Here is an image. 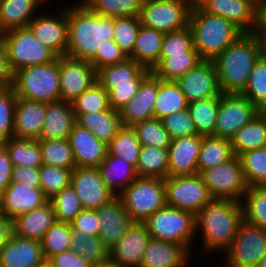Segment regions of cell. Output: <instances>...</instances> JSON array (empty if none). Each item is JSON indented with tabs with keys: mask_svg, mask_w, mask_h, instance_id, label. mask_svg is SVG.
Here are the masks:
<instances>
[{
	"mask_svg": "<svg viewBox=\"0 0 266 267\" xmlns=\"http://www.w3.org/2000/svg\"><path fill=\"white\" fill-rule=\"evenodd\" d=\"M67 21L66 56L90 61L104 40H113L115 17L93 13L83 3L67 7Z\"/></svg>",
	"mask_w": 266,
	"mask_h": 267,
	"instance_id": "1",
	"label": "cell"
},
{
	"mask_svg": "<svg viewBox=\"0 0 266 267\" xmlns=\"http://www.w3.org/2000/svg\"><path fill=\"white\" fill-rule=\"evenodd\" d=\"M243 220L242 202L212 199L195 215V231L196 234L201 231L203 249L225 253Z\"/></svg>",
	"mask_w": 266,
	"mask_h": 267,
	"instance_id": "2",
	"label": "cell"
},
{
	"mask_svg": "<svg viewBox=\"0 0 266 267\" xmlns=\"http://www.w3.org/2000/svg\"><path fill=\"white\" fill-rule=\"evenodd\" d=\"M259 57V43L252 33H243L220 53L213 63L221 93L241 94Z\"/></svg>",
	"mask_w": 266,
	"mask_h": 267,
	"instance_id": "3",
	"label": "cell"
},
{
	"mask_svg": "<svg viewBox=\"0 0 266 267\" xmlns=\"http://www.w3.org/2000/svg\"><path fill=\"white\" fill-rule=\"evenodd\" d=\"M194 48L202 60L213 61L243 32L227 19L202 11L195 3L191 8L189 25Z\"/></svg>",
	"mask_w": 266,
	"mask_h": 267,
	"instance_id": "4",
	"label": "cell"
},
{
	"mask_svg": "<svg viewBox=\"0 0 266 267\" xmlns=\"http://www.w3.org/2000/svg\"><path fill=\"white\" fill-rule=\"evenodd\" d=\"M150 73L151 70L128 58L98 69L96 77L108 92L110 108L120 111L137 94L140 84Z\"/></svg>",
	"mask_w": 266,
	"mask_h": 267,
	"instance_id": "5",
	"label": "cell"
},
{
	"mask_svg": "<svg viewBox=\"0 0 266 267\" xmlns=\"http://www.w3.org/2000/svg\"><path fill=\"white\" fill-rule=\"evenodd\" d=\"M12 86L17 98L45 103L59 101V56L53 62L28 66L15 71Z\"/></svg>",
	"mask_w": 266,
	"mask_h": 267,
	"instance_id": "6",
	"label": "cell"
},
{
	"mask_svg": "<svg viewBox=\"0 0 266 267\" xmlns=\"http://www.w3.org/2000/svg\"><path fill=\"white\" fill-rule=\"evenodd\" d=\"M118 197L131 219L144 223L157 210L166 206L165 181L137 177Z\"/></svg>",
	"mask_w": 266,
	"mask_h": 267,
	"instance_id": "7",
	"label": "cell"
},
{
	"mask_svg": "<svg viewBox=\"0 0 266 267\" xmlns=\"http://www.w3.org/2000/svg\"><path fill=\"white\" fill-rule=\"evenodd\" d=\"M150 236L184 246L190 253L196 236L195 215L192 212L165 206L145 222ZM192 243V244H191Z\"/></svg>",
	"mask_w": 266,
	"mask_h": 267,
	"instance_id": "8",
	"label": "cell"
},
{
	"mask_svg": "<svg viewBox=\"0 0 266 267\" xmlns=\"http://www.w3.org/2000/svg\"><path fill=\"white\" fill-rule=\"evenodd\" d=\"M2 39L13 73L24 67L53 62L58 58L53 50L35 38L28 26L5 31Z\"/></svg>",
	"mask_w": 266,
	"mask_h": 267,
	"instance_id": "9",
	"label": "cell"
},
{
	"mask_svg": "<svg viewBox=\"0 0 266 267\" xmlns=\"http://www.w3.org/2000/svg\"><path fill=\"white\" fill-rule=\"evenodd\" d=\"M193 0H144L140 21L155 30L174 32L189 25Z\"/></svg>",
	"mask_w": 266,
	"mask_h": 267,
	"instance_id": "10",
	"label": "cell"
},
{
	"mask_svg": "<svg viewBox=\"0 0 266 267\" xmlns=\"http://www.w3.org/2000/svg\"><path fill=\"white\" fill-rule=\"evenodd\" d=\"M200 175L213 199L242 202L249 188L240 159L236 155L225 163L202 171Z\"/></svg>",
	"mask_w": 266,
	"mask_h": 267,
	"instance_id": "11",
	"label": "cell"
},
{
	"mask_svg": "<svg viewBox=\"0 0 266 267\" xmlns=\"http://www.w3.org/2000/svg\"><path fill=\"white\" fill-rule=\"evenodd\" d=\"M266 254V230L243 220L229 249L224 253L222 267H257Z\"/></svg>",
	"mask_w": 266,
	"mask_h": 267,
	"instance_id": "12",
	"label": "cell"
},
{
	"mask_svg": "<svg viewBox=\"0 0 266 267\" xmlns=\"http://www.w3.org/2000/svg\"><path fill=\"white\" fill-rule=\"evenodd\" d=\"M165 181L166 205L196 215L213 198L199 173L168 176Z\"/></svg>",
	"mask_w": 266,
	"mask_h": 267,
	"instance_id": "13",
	"label": "cell"
},
{
	"mask_svg": "<svg viewBox=\"0 0 266 267\" xmlns=\"http://www.w3.org/2000/svg\"><path fill=\"white\" fill-rule=\"evenodd\" d=\"M259 112L260 110L242 94L222 93L213 136L231 139Z\"/></svg>",
	"mask_w": 266,
	"mask_h": 267,
	"instance_id": "14",
	"label": "cell"
},
{
	"mask_svg": "<svg viewBox=\"0 0 266 267\" xmlns=\"http://www.w3.org/2000/svg\"><path fill=\"white\" fill-rule=\"evenodd\" d=\"M60 100L73 102L97 81L95 67L85 60L59 56Z\"/></svg>",
	"mask_w": 266,
	"mask_h": 267,
	"instance_id": "15",
	"label": "cell"
},
{
	"mask_svg": "<svg viewBox=\"0 0 266 267\" xmlns=\"http://www.w3.org/2000/svg\"><path fill=\"white\" fill-rule=\"evenodd\" d=\"M71 186L85 210H96L116 197L106 186L99 168H74L71 175Z\"/></svg>",
	"mask_w": 266,
	"mask_h": 267,
	"instance_id": "16",
	"label": "cell"
},
{
	"mask_svg": "<svg viewBox=\"0 0 266 267\" xmlns=\"http://www.w3.org/2000/svg\"><path fill=\"white\" fill-rule=\"evenodd\" d=\"M42 14V15H41ZM35 15L28 27L35 38L53 50L58 56H66L68 47L67 6L58 14ZM53 15V16H52Z\"/></svg>",
	"mask_w": 266,
	"mask_h": 267,
	"instance_id": "17",
	"label": "cell"
},
{
	"mask_svg": "<svg viewBox=\"0 0 266 267\" xmlns=\"http://www.w3.org/2000/svg\"><path fill=\"white\" fill-rule=\"evenodd\" d=\"M188 103L220 96L218 77L213 61L203 60L176 80Z\"/></svg>",
	"mask_w": 266,
	"mask_h": 267,
	"instance_id": "18",
	"label": "cell"
},
{
	"mask_svg": "<svg viewBox=\"0 0 266 267\" xmlns=\"http://www.w3.org/2000/svg\"><path fill=\"white\" fill-rule=\"evenodd\" d=\"M151 236L145 223L134 222L109 250V260L118 267H140Z\"/></svg>",
	"mask_w": 266,
	"mask_h": 267,
	"instance_id": "19",
	"label": "cell"
},
{
	"mask_svg": "<svg viewBox=\"0 0 266 267\" xmlns=\"http://www.w3.org/2000/svg\"><path fill=\"white\" fill-rule=\"evenodd\" d=\"M204 12L219 15L232 22L243 33H251L255 25L253 0H194Z\"/></svg>",
	"mask_w": 266,
	"mask_h": 267,
	"instance_id": "20",
	"label": "cell"
},
{
	"mask_svg": "<svg viewBox=\"0 0 266 267\" xmlns=\"http://www.w3.org/2000/svg\"><path fill=\"white\" fill-rule=\"evenodd\" d=\"M96 213L100 223L99 238L110 250L130 229L134 221L124 209L118 196L96 209Z\"/></svg>",
	"mask_w": 266,
	"mask_h": 267,
	"instance_id": "21",
	"label": "cell"
},
{
	"mask_svg": "<svg viewBox=\"0 0 266 267\" xmlns=\"http://www.w3.org/2000/svg\"><path fill=\"white\" fill-rule=\"evenodd\" d=\"M41 188H32L22 183L11 182L0 196L1 212L7 218L32 211L47 203Z\"/></svg>",
	"mask_w": 266,
	"mask_h": 267,
	"instance_id": "22",
	"label": "cell"
},
{
	"mask_svg": "<svg viewBox=\"0 0 266 267\" xmlns=\"http://www.w3.org/2000/svg\"><path fill=\"white\" fill-rule=\"evenodd\" d=\"M157 77L151 72L140 84L137 94L119 111L123 126L154 118Z\"/></svg>",
	"mask_w": 266,
	"mask_h": 267,
	"instance_id": "23",
	"label": "cell"
},
{
	"mask_svg": "<svg viewBox=\"0 0 266 267\" xmlns=\"http://www.w3.org/2000/svg\"><path fill=\"white\" fill-rule=\"evenodd\" d=\"M202 143L201 135L171 139L168 147L169 176L193 175L198 173V159Z\"/></svg>",
	"mask_w": 266,
	"mask_h": 267,
	"instance_id": "24",
	"label": "cell"
},
{
	"mask_svg": "<svg viewBox=\"0 0 266 267\" xmlns=\"http://www.w3.org/2000/svg\"><path fill=\"white\" fill-rule=\"evenodd\" d=\"M44 259L41 241L13 233L0 251V267H36Z\"/></svg>",
	"mask_w": 266,
	"mask_h": 267,
	"instance_id": "25",
	"label": "cell"
},
{
	"mask_svg": "<svg viewBox=\"0 0 266 267\" xmlns=\"http://www.w3.org/2000/svg\"><path fill=\"white\" fill-rule=\"evenodd\" d=\"M76 167L98 168L107 155V144L76 124L69 135Z\"/></svg>",
	"mask_w": 266,
	"mask_h": 267,
	"instance_id": "26",
	"label": "cell"
},
{
	"mask_svg": "<svg viewBox=\"0 0 266 267\" xmlns=\"http://www.w3.org/2000/svg\"><path fill=\"white\" fill-rule=\"evenodd\" d=\"M46 114V103L17 98L13 137L39 140Z\"/></svg>",
	"mask_w": 266,
	"mask_h": 267,
	"instance_id": "27",
	"label": "cell"
},
{
	"mask_svg": "<svg viewBox=\"0 0 266 267\" xmlns=\"http://www.w3.org/2000/svg\"><path fill=\"white\" fill-rule=\"evenodd\" d=\"M190 254L182 245L151 237L140 267H186Z\"/></svg>",
	"mask_w": 266,
	"mask_h": 267,
	"instance_id": "28",
	"label": "cell"
},
{
	"mask_svg": "<svg viewBox=\"0 0 266 267\" xmlns=\"http://www.w3.org/2000/svg\"><path fill=\"white\" fill-rule=\"evenodd\" d=\"M54 207L50 201L32 211L17 215L12 219L13 234L42 241L45 232L56 222Z\"/></svg>",
	"mask_w": 266,
	"mask_h": 267,
	"instance_id": "29",
	"label": "cell"
},
{
	"mask_svg": "<svg viewBox=\"0 0 266 267\" xmlns=\"http://www.w3.org/2000/svg\"><path fill=\"white\" fill-rule=\"evenodd\" d=\"M77 124L72 104L62 100L46 103V114L39 140L69 138Z\"/></svg>",
	"mask_w": 266,
	"mask_h": 267,
	"instance_id": "30",
	"label": "cell"
},
{
	"mask_svg": "<svg viewBox=\"0 0 266 267\" xmlns=\"http://www.w3.org/2000/svg\"><path fill=\"white\" fill-rule=\"evenodd\" d=\"M80 127L91 131L100 141L109 144L123 127L119 111L103 110L86 114H75Z\"/></svg>",
	"mask_w": 266,
	"mask_h": 267,
	"instance_id": "31",
	"label": "cell"
},
{
	"mask_svg": "<svg viewBox=\"0 0 266 267\" xmlns=\"http://www.w3.org/2000/svg\"><path fill=\"white\" fill-rule=\"evenodd\" d=\"M164 36L162 31L141 25L129 58L152 71L159 62Z\"/></svg>",
	"mask_w": 266,
	"mask_h": 267,
	"instance_id": "32",
	"label": "cell"
},
{
	"mask_svg": "<svg viewBox=\"0 0 266 267\" xmlns=\"http://www.w3.org/2000/svg\"><path fill=\"white\" fill-rule=\"evenodd\" d=\"M98 168L106 186L116 196H119L137 178L135 167L131 163L108 152Z\"/></svg>",
	"mask_w": 266,
	"mask_h": 267,
	"instance_id": "33",
	"label": "cell"
},
{
	"mask_svg": "<svg viewBox=\"0 0 266 267\" xmlns=\"http://www.w3.org/2000/svg\"><path fill=\"white\" fill-rule=\"evenodd\" d=\"M233 154H240L266 147V111L257 113L230 139Z\"/></svg>",
	"mask_w": 266,
	"mask_h": 267,
	"instance_id": "34",
	"label": "cell"
},
{
	"mask_svg": "<svg viewBox=\"0 0 266 267\" xmlns=\"http://www.w3.org/2000/svg\"><path fill=\"white\" fill-rule=\"evenodd\" d=\"M40 6H44L40 0H0V29L27 27Z\"/></svg>",
	"mask_w": 266,
	"mask_h": 267,
	"instance_id": "35",
	"label": "cell"
},
{
	"mask_svg": "<svg viewBox=\"0 0 266 267\" xmlns=\"http://www.w3.org/2000/svg\"><path fill=\"white\" fill-rule=\"evenodd\" d=\"M188 104L176 81H165L157 77L154 118L162 120L173 113L186 110Z\"/></svg>",
	"mask_w": 266,
	"mask_h": 267,
	"instance_id": "36",
	"label": "cell"
},
{
	"mask_svg": "<svg viewBox=\"0 0 266 267\" xmlns=\"http://www.w3.org/2000/svg\"><path fill=\"white\" fill-rule=\"evenodd\" d=\"M234 156L231 140L213 135L202 136L199 159L197 163L198 173L225 163Z\"/></svg>",
	"mask_w": 266,
	"mask_h": 267,
	"instance_id": "37",
	"label": "cell"
},
{
	"mask_svg": "<svg viewBox=\"0 0 266 267\" xmlns=\"http://www.w3.org/2000/svg\"><path fill=\"white\" fill-rule=\"evenodd\" d=\"M13 166L39 168L43 164L38 140L10 137L3 145Z\"/></svg>",
	"mask_w": 266,
	"mask_h": 267,
	"instance_id": "38",
	"label": "cell"
},
{
	"mask_svg": "<svg viewBox=\"0 0 266 267\" xmlns=\"http://www.w3.org/2000/svg\"><path fill=\"white\" fill-rule=\"evenodd\" d=\"M202 61L198 51L194 48L187 54L159 58L158 64L151 72L161 80L176 81Z\"/></svg>",
	"mask_w": 266,
	"mask_h": 267,
	"instance_id": "39",
	"label": "cell"
},
{
	"mask_svg": "<svg viewBox=\"0 0 266 267\" xmlns=\"http://www.w3.org/2000/svg\"><path fill=\"white\" fill-rule=\"evenodd\" d=\"M135 170L137 177L166 179L169 176L168 150L141 146Z\"/></svg>",
	"mask_w": 266,
	"mask_h": 267,
	"instance_id": "40",
	"label": "cell"
},
{
	"mask_svg": "<svg viewBox=\"0 0 266 267\" xmlns=\"http://www.w3.org/2000/svg\"><path fill=\"white\" fill-rule=\"evenodd\" d=\"M70 246L73 252L92 266L109 260V249L99 236H87L78 230H71Z\"/></svg>",
	"mask_w": 266,
	"mask_h": 267,
	"instance_id": "41",
	"label": "cell"
},
{
	"mask_svg": "<svg viewBox=\"0 0 266 267\" xmlns=\"http://www.w3.org/2000/svg\"><path fill=\"white\" fill-rule=\"evenodd\" d=\"M220 96L194 101L188 104L187 110L194 122L197 134L213 135L216 128Z\"/></svg>",
	"mask_w": 266,
	"mask_h": 267,
	"instance_id": "42",
	"label": "cell"
},
{
	"mask_svg": "<svg viewBox=\"0 0 266 267\" xmlns=\"http://www.w3.org/2000/svg\"><path fill=\"white\" fill-rule=\"evenodd\" d=\"M90 11L106 17H139L144 0H77Z\"/></svg>",
	"mask_w": 266,
	"mask_h": 267,
	"instance_id": "43",
	"label": "cell"
},
{
	"mask_svg": "<svg viewBox=\"0 0 266 267\" xmlns=\"http://www.w3.org/2000/svg\"><path fill=\"white\" fill-rule=\"evenodd\" d=\"M107 151L110 155L122 158L136 168L141 144L134 129L123 126L107 145Z\"/></svg>",
	"mask_w": 266,
	"mask_h": 267,
	"instance_id": "44",
	"label": "cell"
},
{
	"mask_svg": "<svg viewBox=\"0 0 266 267\" xmlns=\"http://www.w3.org/2000/svg\"><path fill=\"white\" fill-rule=\"evenodd\" d=\"M38 141L41 148L43 164L69 168L71 170L76 168L68 138Z\"/></svg>",
	"mask_w": 266,
	"mask_h": 267,
	"instance_id": "45",
	"label": "cell"
},
{
	"mask_svg": "<svg viewBox=\"0 0 266 267\" xmlns=\"http://www.w3.org/2000/svg\"><path fill=\"white\" fill-rule=\"evenodd\" d=\"M242 206L244 220L266 230V185L250 186L245 193Z\"/></svg>",
	"mask_w": 266,
	"mask_h": 267,
	"instance_id": "46",
	"label": "cell"
},
{
	"mask_svg": "<svg viewBox=\"0 0 266 267\" xmlns=\"http://www.w3.org/2000/svg\"><path fill=\"white\" fill-rule=\"evenodd\" d=\"M238 157L248 186L266 185V147L246 151Z\"/></svg>",
	"mask_w": 266,
	"mask_h": 267,
	"instance_id": "47",
	"label": "cell"
},
{
	"mask_svg": "<svg viewBox=\"0 0 266 267\" xmlns=\"http://www.w3.org/2000/svg\"><path fill=\"white\" fill-rule=\"evenodd\" d=\"M141 146L168 149L171 144L169 133L165 130L162 120L152 118L132 126Z\"/></svg>",
	"mask_w": 266,
	"mask_h": 267,
	"instance_id": "48",
	"label": "cell"
},
{
	"mask_svg": "<svg viewBox=\"0 0 266 267\" xmlns=\"http://www.w3.org/2000/svg\"><path fill=\"white\" fill-rule=\"evenodd\" d=\"M241 94L260 111H266V60L259 57L255 62L245 90Z\"/></svg>",
	"mask_w": 266,
	"mask_h": 267,
	"instance_id": "49",
	"label": "cell"
},
{
	"mask_svg": "<svg viewBox=\"0 0 266 267\" xmlns=\"http://www.w3.org/2000/svg\"><path fill=\"white\" fill-rule=\"evenodd\" d=\"M73 170L42 164L39 167V178L44 196L50 200L62 189L71 185Z\"/></svg>",
	"mask_w": 266,
	"mask_h": 267,
	"instance_id": "50",
	"label": "cell"
},
{
	"mask_svg": "<svg viewBox=\"0 0 266 267\" xmlns=\"http://www.w3.org/2000/svg\"><path fill=\"white\" fill-rule=\"evenodd\" d=\"M71 104L75 114H86L111 109L108 92L97 81Z\"/></svg>",
	"mask_w": 266,
	"mask_h": 267,
	"instance_id": "51",
	"label": "cell"
},
{
	"mask_svg": "<svg viewBox=\"0 0 266 267\" xmlns=\"http://www.w3.org/2000/svg\"><path fill=\"white\" fill-rule=\"evenodd\" d=\"M71 227L69 223L56 221L44 234L42 248L45 259L71 249Z\"/></svg>",
	"mask_w": 266,
	"mask_h": 267,
	"instance_id": "52",
	"label": "cell"
},
{
	"mask_svg": "<svg viewBox=\"0 0 266 267\" xmlns=\"http://www.w3.org/2000/svg\"><path fill=\"white\" fill-rule=\"evenodd\" d=\"M49 201L54 207L58 222L70 224L83 210L82 203L71 185L62 189Z\"/></svg>",
	"mask_w": 266,
	"mask_h": 267,
	"instance_id": "53",
	"label": "cell"
},
{
	"mask_svg": "<svg viewBox=\"0 0 266 267\" xmlns=\"http://www.w3.org/2000/svg\"><path fill=\"white\" fill-rule=\"evenodd\" d=\"M140 26L139 17H115L113 40L128 57L133 53Z\"/></svg>",
	"mask_w": 266,
	"mask_h": 267,
	"instance_id": "54",
	"label": "cell"
},
{
	"mask_svg": "<svg viewBox=\"0 0 266 267\" xmlns=\"http://www.w3.org/2000/svg\"><path fill=\"white\" fill-rule=\"evenodd\" d=\"M194 49L193 35L189 26L174 32H166L160 58L190 53Z\"/></svg>",
	"mask_w": 266,
	"mask_h": 267,
	"instance_id": "55",
	"label": "cell"
},
{
	"mask_svg": "<svg viewBox=\"0 0 266 267\" xmlns=\"http://www.w3.org/2000/svg\"><path fill=\"white\" fill-rule=\"evenodd\" d=\"M16 101L12 85L0 87V136L5 141L13 137Z\"/></svg>",
	"mask_w": 266,
	"mask_h": 267,
	"instance_id": "56",
	"label": "cell"
},
{
	"mask_svg": "<svg viewBox=\"0 0 266 267\" xmlns=\"http://www.w3.org/2000/svg\"><path fill=\"white\" fill-rule=\"evenodd\" d=\"M162 123L171 139L197 134L194 122L187 109L163 118Z\"/></svg>",
	"mask_w": 266,
	"mask_h": 267,
	"instance_id": "57",
	"label": "cell"
},
{
	"mask_svg": "<svg viewBox=\"0 0 266 267\" xmlns=\"http://www.w3.org/2000/svg\"><path fill=\"white\" fill-rule=\"evenodd\" d=\"M129 57L123 52L114 40H104L96 55L89 61L97 71L107 65L118 64Z\"/></svg>",
	"mask_w": 266,
	"mask_h": 267,
	"instance_id": "58",
	"label": "cell"
},
{
	"mask_svg": "<svg viewBox=\"0 0 266 267\" xmlns=\"http://www.w3.org/2000/svg\"><path fill=\"white\" fill-rule=\"evenodd\" d=\"M96 210L83 209L70 223L71 230H78L87 236H99L100 226Z\"/></svg>",
	"mask_w": 266,
	"mask_h": 267,
	"instance_id": "59",
	"label": "cell"
},
{
	"mask_svg": "<svg viewBox=\"0 0 266 267\" xmlns=\"http://www.w3.org/2000/svg\"><path fill=\"white\" fill-rule=\"evenodd\" d=\"M11 182L22 183L32 188H41L39 168L13 166Z\"/></svg>",
	"mask_w": 266,
	"mask_h": 267,
	"instance_id": "60",
	"label": "cell"
},
{
	"mask_svg": "<svg viewBox=\"0 0 266 267\" xmlns=\"http://www.w3.org/2000/svg\"><path fill=\"white\" fill-rule=\"evenodd\" d=\"M53 267H91L92 265L85 261L80 255L71 249L61 252L49 259Z\"/></svg>",
	"mask_w": 266,
	"mask_h": 267,
	"instance_id": "61",
	"label": "cell"
},
{
	"mask_svg": "<svg viewBox=\"0 0 266 267\" xmlns=\"http://www.w3.org/2000/svg\"><path fill=\"white\" fill-rule=\"evenodd\" d=\"M13 165L4 146L0 147V196L11 183Z\"/></svg>",
	"mask_w": 266,
	"mask_h": 267,
	"instance_id": "62",
	"label": "cell"
},
{
	"mask_svg": "<svg viewBox=\"0 0 266 267\" xmlns=\"http://www.w3.org/2000/svg\"><path fill=\"white\" fill-rule=\"evenodd\" d=\"M13 72L8 63L7 52L3 42L0 38V87L12 85Z\"/></svg>",
	"mask_w": 266,
	"mask_h": 267,
	"instance_id": "63",
	"label": "cell"
},
{
	"mask_svg": "<svg viewBox=\"0 0 266 267\" xmlns=\"http://www.w3.org/2000/svg\"><path fill=\"white\" fill-rule=\"evenodd\" d=\"M266 32V0L255 2V25L251 33Z\"/></svg>",
	"mask_w": 266,
	"mask_h": 267,
	"instance_id": "64",
	"label": "cell"
},
{
	"mask_svg": "<svg viewBox=\"0 0 266 267\" xmlns=\"http://www.w3.org/2000/svg\"><path fill=\"white\" fill-rule=\"evenodd\" d=\"M13 233L12 219L2 215L0 217V251Z\"/></svg>",
	"mask_w": 266,
	"mask_h": 267,
	"instance_id": "65",
	"label": "cell"
},
{
	"mask_svg": "<svg viewBox=\"0 0 266 267\" xmlns=\"http://www.w3.org/2000/svg\"><path fill=\"white\" fill-rule=\"evenodd\" d=\"M258 40L260 48V57L266 60V32L264 33H252Z\"/></svg>",
	"mask_w": 266,
	"mask_h": 267,
	"instance_id": "66",
	"label": "cell"
},
{
	"mask_svg": "<svg viewBox=\"0 0 266 267\" xmlns=\"http://www.w3.org/2000/svg\"><path fill=\"white\" fill-rule=\"evenodd\" d=\"M91 267H118L114 262H112L111 260H107L104 263H100L98 265H93Z\"/></svg>",
	"mask_w": 266,
	"mask_h": 267,
	"instance_id": "67",
	"label": "cell"
},
{
	"mask_svg": "<svg viewBox=\"0 0 266 267\" xmlns=\"http://www.w3.org/2000/svg\"><path fill=\"white\" fill-rule=\"evenodd\" d=\"M36 267H53L52 262L49 259H44L40 264Z\"/></svg>",
	"mask_w": 266,
	"mask_h": 267,
	"instance_id": "68",
	"label": "cell"
},
{
	"mask_svg": "<svg viewBox=\"0 0 266 267\" xmlns=\"http://www.w3.org/2000/svg\"><path fill=\"white\" fill-rule=\"evenodd\" d=\"M257 267H266V254L258 262Z\"/></svg>",
	"mask_w": 266,
	"mask_h": 267,
	"instance_id": "69",
	"label": "cell"
},
{
	"mask_svg": "<svg viewBox=\"0 0 266 267\" xmlns=\"http://www.w3.org/2000/svg\"><path fill=\"white\" fill-rule=\"evenodd\" d=\"M5 140L0 136V147L4 145Z\"/></svg>",
	"mask_w": 266,
	"mask_h": 267,
	"instance_id": "70",
	"label": "cell"
},
{
	"mask_svg": "<svg viewBox=\"0 0 266 267\" xmlns=\"http://www.w3.org/2000/svg\"><path fill=\"white\" fill-rule=\"evenodd\" d=\"M44 5L46 4L45 2H49L47 0H40Z\"/></svg>",
	"mask_w": 266,
	"mask_h": 267,
	"instance_id": "71",
	"label": "cell"
},
{
	"mask_svg": "<svg viewBox=\"0 0 266 267\" xmlns=\"http://www.w3.org/2000/svg\"><path fill=\"white\" fill-rule=\"evenodd\" d=\"M2 36H3V32H2V30L0 29V38H2Z\"/></svg>",
	"mask_w": 266,
	"mask_h": 267,
	"instance_id": "72",
	"label": "cell"
},
{
	"mask_svg": "<svg viewBox=\"0 0 266 267\" xmlns=\"http://www.w3.org/2000/svg\"><path fill=\"white\" fill-rule=\"evenodd\" d=\"M2 216V212H1V204H0V217Z\"/></svg>",
	"mask_w": 266,
	"mask_h": 267,
	"instance_id": "73",
	"label": "cell"
}]
</instances>
